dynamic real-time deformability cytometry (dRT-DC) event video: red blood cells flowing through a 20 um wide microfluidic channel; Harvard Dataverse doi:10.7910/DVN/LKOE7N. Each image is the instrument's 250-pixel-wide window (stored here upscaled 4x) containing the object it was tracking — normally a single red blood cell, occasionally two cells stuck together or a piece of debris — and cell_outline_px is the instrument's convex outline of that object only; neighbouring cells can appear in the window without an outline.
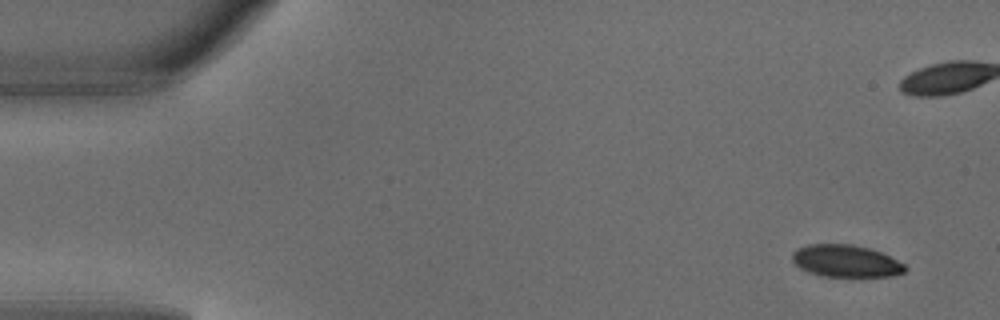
{"species": "common noctule bat (a hibernating species)", "species_latin": "Nyctalus noctula", "temperature_condition": "warm", "stored_images_in_passage": 5, "camera_frame_rate_fps": 3000, "um_per_image_px": 0.085, "animal": {"sex": "male", "body_mass_g": 18.8}, "frame": {"image": 1, "passage_image": 1, "time_ms": 0.0, "image_size_px": [1000, 320], "cell_outline_px": [[908, 268], [904, 272], [892, 276], [820, 276], [808, 272], [800, 268], [792, 260], [792, 252], [796, 248], [808, 244], [852, 244], [868, 248], [880, 252], [904, 264]], "centroid_in_image_um": [71.86, 22.18], "position_along_channel_um": 13.1, "area_um2": 21.1}}
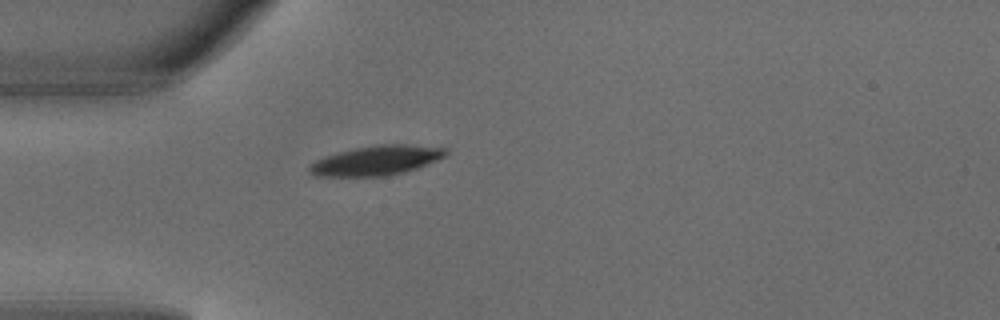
{"frame": {"image": 2, "passage_image": 5, "time_ms": 1.333, "image_size_px": [1000, 320], "cell_outline_px": [[448, 156], [416, 168], [404, 172], [388, 176], [312, 176], [308, 172], [308, 164], [324, 156], [336, 152], [376, 144], [408, 144], [448, 148]], "centroid_in_image_um": [31.98, 13.63], "position_along_channel_um": 53.0, "area_um2": 23.87}}